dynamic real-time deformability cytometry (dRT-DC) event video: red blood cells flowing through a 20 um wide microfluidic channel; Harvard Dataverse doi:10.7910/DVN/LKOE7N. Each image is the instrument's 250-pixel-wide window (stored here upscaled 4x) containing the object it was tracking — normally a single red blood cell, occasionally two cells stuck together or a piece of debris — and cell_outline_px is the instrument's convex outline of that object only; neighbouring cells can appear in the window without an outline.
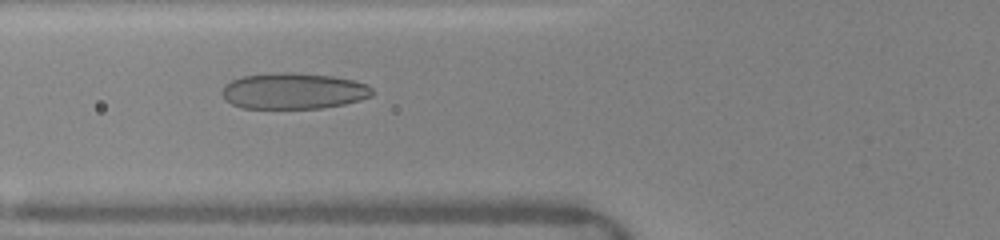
{"species": "human", "species_latin": "Homo sapiens", "temperature_condition": "warm", "stored_images_in_passage": 36, "camera_frame_rate_fps": 3000, "um_per_image_px": 0.085, "donor": {"sex": "female"}, "frame": {"image": 1, "passage_image": 14, "time_ms": 6.333, "image_size_px": [1000, 240], "cell_outline_px": [[372, 96], [360, 100], [344, 104], [320, 108], [244, 108], [232, 104], [224, 100], [220, 92], [224, 84], [240, 76], [288, 72], [332, 76], [352, 80], [364, 84], [372, 88]], "centroid_in_image_um": [24.89, 7.74], "position_along_channel_um": 100.9, "area_um2": 31.5}}
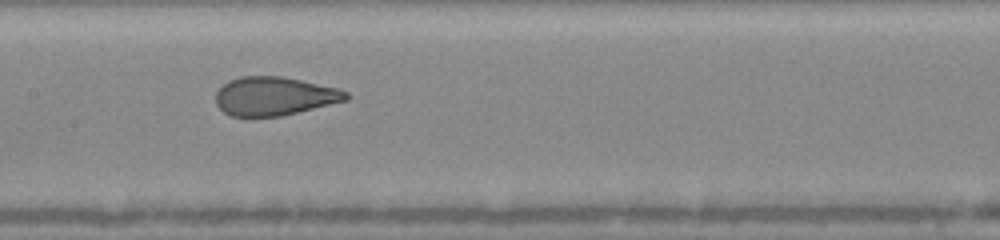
{"frame": {"image": 2, "passage_image": 18, "time_ms": 8.333, "image_size_px": [1000, 240], "cell_outline_px": [[352, 96], [348, 100], [280, 116], [232, 116], [224, 112], [216, 104], [216, 92], [228, 80], [240, 76], [284, 76], [336, 88], [348, 92]], "centroid_in_image_um": [23.33, 8.16], "position_along_channel_um": 184.1, "area_um2": 29.25}}
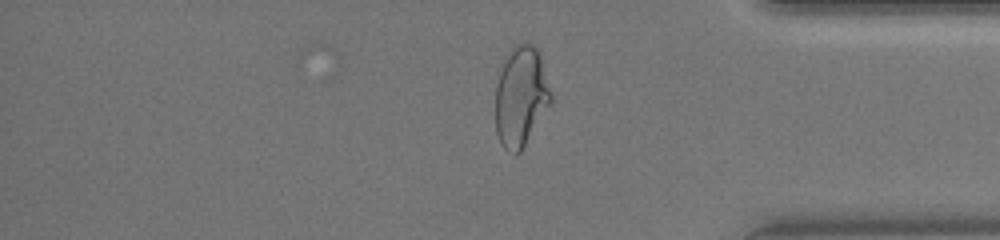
{"frame": {"image": 3, "passage_image": 29, "time_ms": 13.667, "image_size_px": [1000, 240], "cell_outline_px": [[552, 100], [520, 152], [516, 156], [508, 152], [504, 148], [496, 132], [496, 84], [508, 48], [512, 44], [532, 44], [536, 48], [540, 56], [552, 96]], "centroid_in_image_um": [44.25, 8.19], "position_along_channel_um": 391.0, "area_um2": 32.08}, "authors_computed_cell_mechanics": {"area_um2": 31.7322, "velocity_mm_per_s": 4.1382, "shape_relaxation_time_tau1_ms": 6.3742, "shape_relaxation_time_tau2_ms": null, "deformation_change_tau1": 0.2275, "deformation_change_tau2": null}}